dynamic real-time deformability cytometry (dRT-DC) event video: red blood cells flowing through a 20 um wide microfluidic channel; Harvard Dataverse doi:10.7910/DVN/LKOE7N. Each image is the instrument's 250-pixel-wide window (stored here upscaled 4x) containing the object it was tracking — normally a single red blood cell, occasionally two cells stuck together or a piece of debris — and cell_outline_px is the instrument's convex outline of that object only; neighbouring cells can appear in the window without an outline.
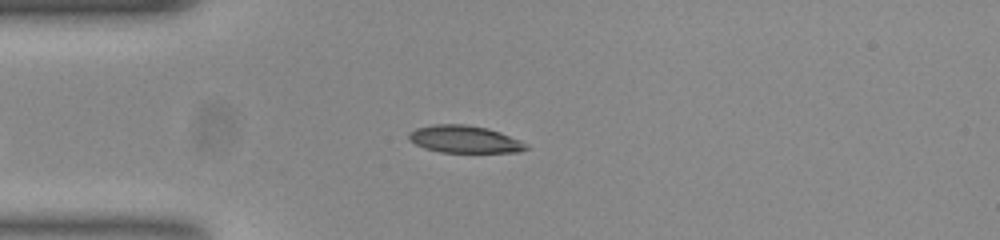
{"species": "common noctule bat (a hibernating species)", "species_latin": "Nyctalus noctula", "temperature_condition": "room temperature", "stored_images_in_passage": 30, "camera_frame_rate_fps": 3000, "um_per_image_px": 0.085, "animal": {"sex": "female", "body_mass_g": 23.0, "forearm_length_mm": 53.4}, "frame": {"image": 1, "passage_image": 2, "time_ms": 0.333, "image_size_px": [1000, 240], "cell_outline_px": [[528, 148], [520, 152], [440, 152], [424, 148], [408, 140], [408, 132], [416, 128], [436, 124], [464, 124], [488, 128], [500, 132], [528, 144]], "centroid_in_image_um": [39.46, 11.83], "position_along_channel_um": 45.5, "area_um2": 18.67}}
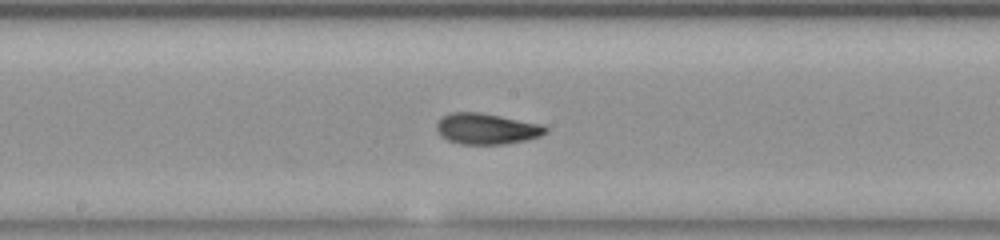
{"frame": {"image": 2, "passage_image": 16, "time_ms": 5.0, "image_size_px": [1000, 240], "cell_outline_px": [[548, 132], [540, 136], [528, 140], [504, 144], [460, 144], [448, 140], [440, 136], [436, 128], [436, 124], [444, 116], [452, 112], [480, 112], [544, 124], [548, 128]], "centroid_in_image_um": [41.4, 10.95], "position_along_channel_um": 206.8, "area_um2": 19.83}}
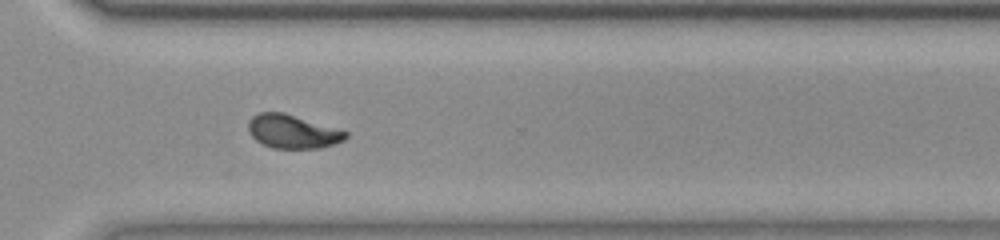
{"frame": {"image": 3, "passage_image": 27, "time_ms": 8.667, "image_size_px": [1000, 240], "cell_outline_px": [[348, 136], [344, 140], [320, 148], [272, 148], [256, 140], [248, 132], [248, 120], [252, 116], [260, 112], [284, 112], [348, 132]], "centroid_in_image_um": [24.84, 11.17], "position_along_channel_um": 345.8, "area_um2": 18.96}, "authors_computed_cell_mechanics": {"area_um2": 19.1318, "velocity_mm_per_s": 3.7845, "shape_relaxation_time_tau1_ms": 3.9645, "shape_relaxation_time_tau2_ms": 1.0519, "deformation_change_tau1": 0.182, "deformation_change_tau2": 0.0674}}